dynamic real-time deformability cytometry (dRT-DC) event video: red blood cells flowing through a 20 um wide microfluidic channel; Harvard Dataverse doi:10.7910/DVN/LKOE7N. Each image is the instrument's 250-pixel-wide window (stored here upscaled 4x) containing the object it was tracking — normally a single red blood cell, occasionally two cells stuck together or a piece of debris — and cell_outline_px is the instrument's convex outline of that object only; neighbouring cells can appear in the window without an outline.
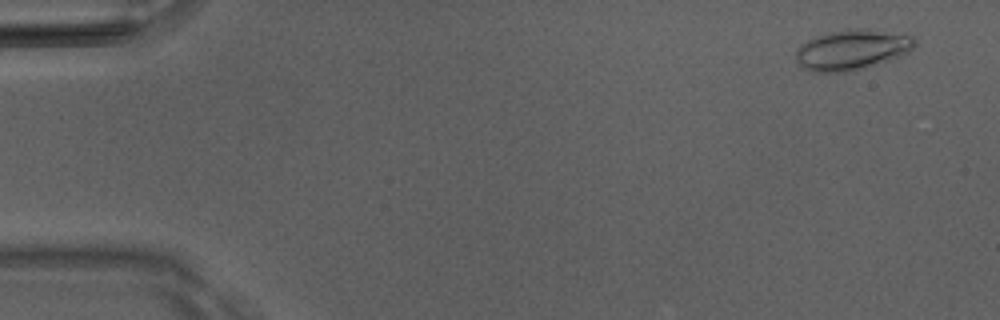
{"species": "Egyptian fruit bat (a non-hibernating species)", "species_latin": "Rousettus aegyptiacus", "temperature_condition": "room temperature", "stored_images_in_passage": 14, "camera_frame_rate_fps": 3000, "um_per_image_px": 0.085, "animal": {"sex": "male"}, "frame": {"image": 1, "passage_image": 3, "time_ms": 0.667, "image_size_px": [1000, 320], "cell_outline_px": [[916, 44], [912, 48], [888, 60], [864, 68], [848, 72], [812, 72], [804, 68], [796, 60], [796, 48], [800, 44], [816, 36], [848, 28], [868, 28], [912, 36], [916, 40]], "centroid_in_image_um": [72.37, 4.22], "position_along_channel_um": 12.6, "area_um2": 27.69}}